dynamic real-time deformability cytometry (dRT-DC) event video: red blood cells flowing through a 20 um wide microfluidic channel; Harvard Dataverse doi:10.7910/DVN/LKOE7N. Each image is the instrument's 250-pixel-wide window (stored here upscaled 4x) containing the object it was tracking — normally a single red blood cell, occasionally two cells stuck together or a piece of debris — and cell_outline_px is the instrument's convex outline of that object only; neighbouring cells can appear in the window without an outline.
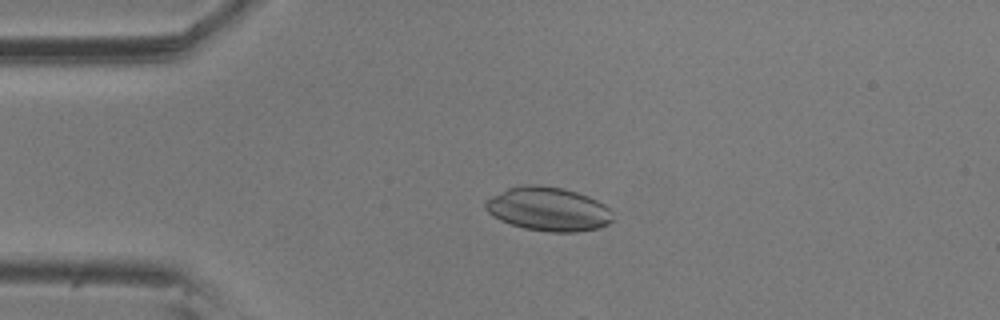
{"species": "common noctule bat (a hibernating species)", "species_latin": "Nyctalus noctula", "temperature_condition": "room temperature", "stored_images_in_passage": 3, "camera_frame_rate_fps": 3000, "um_per_image_px": 0.085, "animal": {"sex": "male", "body_mass_g": 20.5, "forearm_length_mm": 52.5}, "frame": {"image": 1, "passage_image": 2, "time_ms": 0.333, "image_size_px": [1000, 320], "cell_outline_px": [[612, 220], [608, 224], [600, 228], [576, 232], [548, 232], [524, 228], [500, 220], [492, 216], [484, 208], [484, 204], [492, 196], [508, 188], [520, 184], [536, 184], [564, 188], [588, 196], [604, 204], [612, 212]], "centroid_in_image_um": [46.6, 17.77], "position_along_channel_um": 38.4, "area_um2": 32.66}}